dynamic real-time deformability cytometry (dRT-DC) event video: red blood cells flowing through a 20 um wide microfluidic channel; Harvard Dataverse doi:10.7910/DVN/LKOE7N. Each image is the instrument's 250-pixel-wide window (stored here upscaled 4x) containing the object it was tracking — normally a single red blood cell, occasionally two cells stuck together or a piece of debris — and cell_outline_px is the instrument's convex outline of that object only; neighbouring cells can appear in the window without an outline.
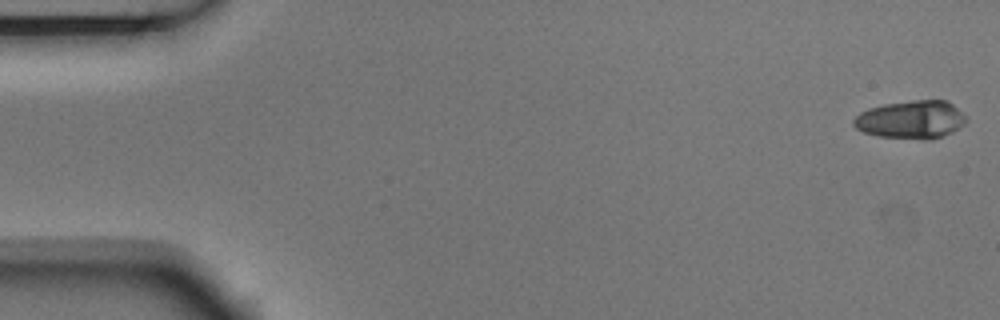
{"species": "Egyptian fruit bat (a non-hibernating species)", "species_latin": "Rousettus aegyptiacus", "temperature_condition": "room temperature", "stored_images_in_passage": 4, "camera_frame_rate_fps": 3000, "um_per_image_px": 0.085, "animal": {"sex": "male"}, "frame": {"image": 1, "passage_image": 1, "time_ms": 0.0, "image_size_px": [1000, 320], "cell_outline_px": [[968, 120], [964, 124], [952, 132], [944, 136], [932, 140], [924, 140], [880, 136], [864, 132], [856, 128], [852, 124], [852, 120], [860, 112], [868, 108], [884, 104], [912, 100], [948, 100]], "centroid_in_image_um": [77.43, 10.17], "position_along_channel_um": 7.6, "area_um2": 25.09}}